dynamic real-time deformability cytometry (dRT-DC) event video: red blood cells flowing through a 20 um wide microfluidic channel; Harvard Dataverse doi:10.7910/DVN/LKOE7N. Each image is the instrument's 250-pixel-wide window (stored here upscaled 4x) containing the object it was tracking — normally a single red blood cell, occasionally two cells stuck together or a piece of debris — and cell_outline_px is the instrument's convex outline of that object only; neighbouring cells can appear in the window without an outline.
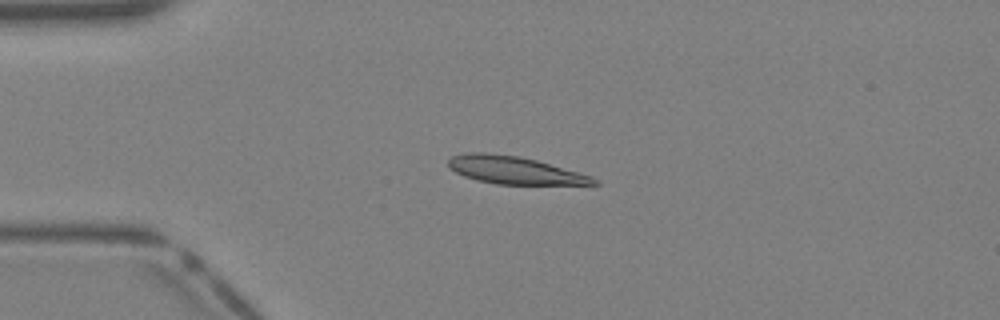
{"species": "Egyptian fruit bat (a non-hibernating species)", "species_latin": "Rousettus aegyptiacus", "temperature_condition": "warm", "stored_images_in_passage": 39, "camera_frame_rate_fps": 3000, "um_per_image_px": 0.085, "animal": {"sex": "female"}, "frame": {"image": 1, "passage_image": 9, "time_ms": 2.667, "image_size_px": [1000, 320], "cell_outline_px": [[600, 184], [496, 184], [476, 180], [464, 176], [448, 168], [448, 160], [452, 156], [468, 152], [484, 152], [520, 156], [536, 160], [592, 176], [600, 180]], "centroid_in_image_um": [43.71, 14.46], "position_along_channel_um": 41.3, "area_um2": 23.35}}
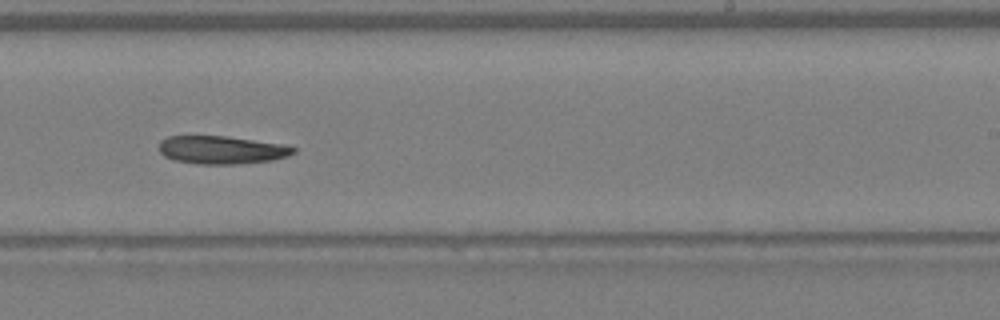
{"frame": {"image": 2, "passage_image": 24, "time_ms": 7.667, "image_size_px": [1000, 320], "cell_outline_px": [[296, 152], [288, 156], [272, 160], [236, 164], [200, 164], [176, 160], [164, 156], [160, 152], [160, 140], [168, 136], [228, 136], [284, 144], [296, 148]], "centroid_in_image_um": [18.87, 12.73], "position_along_channel_um": 270.1, "area_um2": 21.96}}
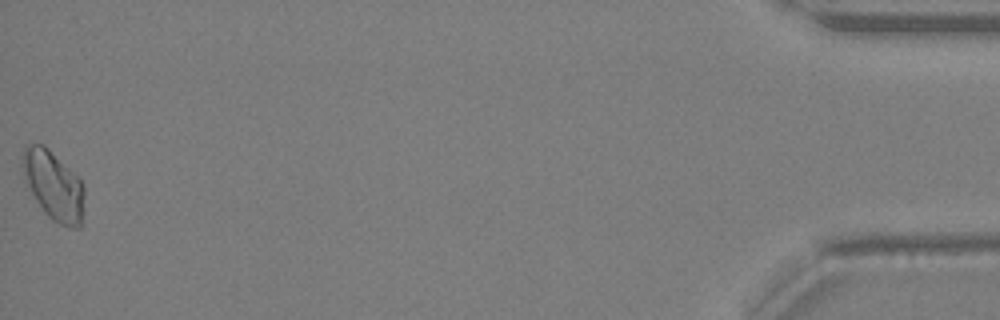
{"frame": {"image": 3, "passage_image": 39, "time_ms": 12.667, "image_size_px": [1000, 320], "cell_outline_px": [[84, 192], [80, 228], [68, 228], [52, 220], [44, 212], [36, 200], [24, 180], [20, 164], [20, 156], [24, 148], [28, 144], [44, 144], [84, 184]], "centroid_in_image_um": [4.5, 15.75], "position_along_channel_um": 430.7, "area_um2": 24.91}}